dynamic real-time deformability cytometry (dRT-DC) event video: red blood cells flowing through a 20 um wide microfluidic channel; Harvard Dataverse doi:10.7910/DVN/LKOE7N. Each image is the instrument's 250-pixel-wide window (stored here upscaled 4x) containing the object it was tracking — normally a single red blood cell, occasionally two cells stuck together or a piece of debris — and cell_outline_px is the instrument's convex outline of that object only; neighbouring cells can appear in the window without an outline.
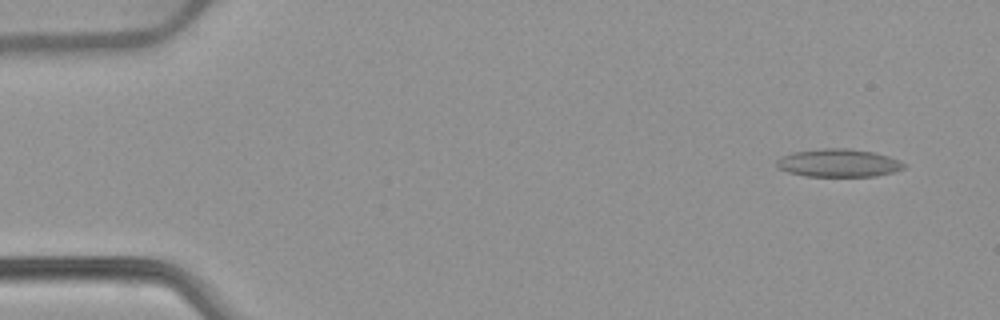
{"species": "common noctule bat (a hibernating species)", "species_latin": "Nyctalus noctula", "temperature_condition": "warm", "stored_images_in_passage": 15, "camera_frame_rate_fps": 3000, "um_per_image_px": 0.085, "animal": {"sex": "female", "body_mass_g": 22.7, "forearm_length_mm": 54.2}, "frame": {"image": 1, "passage_image": 4, "time_ms": 1.0, "image_size_px": [1000, 320], "cell_outline_px": [[908, 164], [904, 168], [892, 172], [876, 176], [804, 176], [788, 172], [780, 168], [776, 164], [776, 160], [780, 156], [792, 152], [824, 148], [844, 148], [872, 152], [888, 156], [900, 160]], "centroid_in_image_um": [71.27, 13.85], "position_along_channel_um": 13.7, "area_um2": 20.75}}